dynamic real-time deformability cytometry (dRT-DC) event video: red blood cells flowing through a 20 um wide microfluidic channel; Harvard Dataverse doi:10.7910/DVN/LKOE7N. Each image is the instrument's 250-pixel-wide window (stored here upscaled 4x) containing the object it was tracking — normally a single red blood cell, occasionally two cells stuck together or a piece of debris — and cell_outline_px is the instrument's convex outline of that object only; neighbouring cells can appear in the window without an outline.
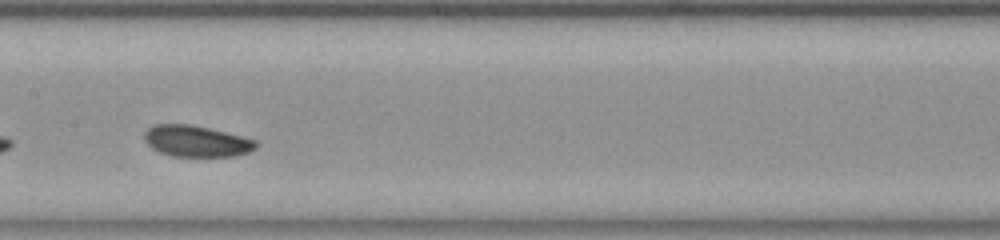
{"species": "common noctule bat (a hibernating species)", "species_latin": "Nyctalus noctula", "temperature_condition": "room temperature", "stored_images_in_passage": 28, "camera_frame_rate_fps": 3000, "um_per_image_px": 0.085, "animal": {"sex": "female", "body_mass_g": 23.0, "forearm_length_mm": 53.4}, "frame": {"image": 1, "passage_image": 13, "time_ms": 4.0, "image_size_px": [1000, 240], "cell_outline_px": [[260, 144], [256, 148], [248, 152], [236, 156], [172, 156], [160, 152], [152, 148], [144, 140], [144, 132], [148, 128], [156, 124], [192, 124], [256, 140]], "centroid_in_image_um": [16.69, 12.0], "position_along_channel_um": 190.7, "area_um2": 20.29}}
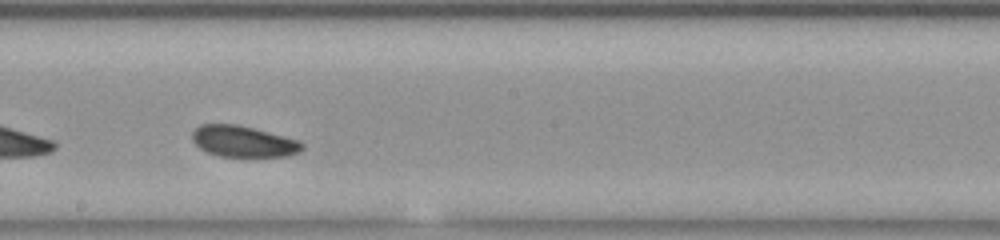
{"frame": {"image": 2, "passage_image": 16, "time_ms": 5.0, "image_size_px": [1000, 240], "cell_outline_px": [[304, 148], [300, 152], [288, 156], [220, 156], [208, 152], [200, 148], [192, 140], [192, 132], [200, 124], [236, 124], [300, 140], [304, 144]], "centroid_in_image_um": [20.7, 12.02], "position_along_channel_um": 227.5, "area_um2": 19.88}, "authors_computed_cell_mechanics": {"area_um2": 20.4034, "velocity_mm_per_s": 3.703, "shape_relaxation_time_tau1_ms": 1.8659, "shape_relaxation_time_tau2_ms": 4.2072, "deformation_change_tau1": 0.0648, "deformation_change_tau2": 0.0674}}